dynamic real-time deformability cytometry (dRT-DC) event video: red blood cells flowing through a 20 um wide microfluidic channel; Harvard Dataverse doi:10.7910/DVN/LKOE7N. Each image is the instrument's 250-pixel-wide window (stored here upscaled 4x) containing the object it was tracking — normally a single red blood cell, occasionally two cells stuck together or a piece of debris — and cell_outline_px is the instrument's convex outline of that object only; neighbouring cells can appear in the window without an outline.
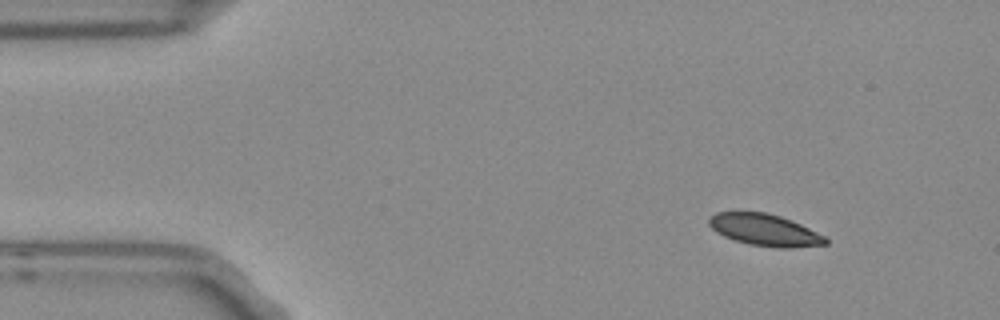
{"species": "Egyptian fruit bat (a non-hibernating species)", "species_latin": "Rousettus aegyptiacus", "temperature_condition": "room temperature", "stored_images_in_passage": 5, "camera_frame_rate_fps": 3000, "um_per_image_px": 0.085, "frame": {"image": 1, "passage_image": 1, "time_ms": 0.0, "image_size_px": [1000, 320], "cell_outline_px": [[828, 244], [792, 248], [776, 248], [748, 244], [732, 240], [716, 232], [708, 224], [708, 216], [716, 212], [768, 212], [780, 216], [800, 224], [824, 236], [828, 240]], "centroid_in_image_um": [64.97, 19.55], "position_along_channel_um": 20.0, "area_um2": 21.73}}
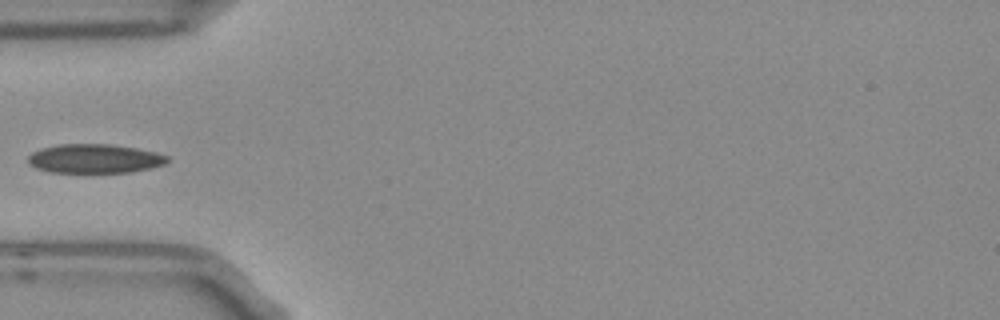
{"frame": {"image": 2, "passage_image": 4, "time_ms": 1.0, "image_size_px": [1000, 320], "cell_outline_px": [[168, 160], [164, 164], [132, 172], [52, 172], [36, 168], [28, 160], [28, 156], [32, 152], [40, 148], [60, 144], [108, 144], [136, 148], [156, 152], [168, 156]], "centroid_in_image_um": [8.04, 13.47], "position_along_channel_um": 77.0, "area_um2": 23.35}}
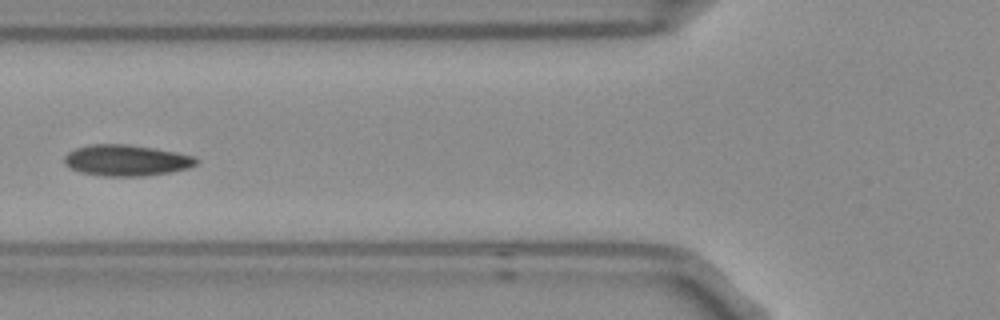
{"frame": {"image": 3, "passage_image": 5, "time_ms": 1.333, "image_size_px": [1000, 320], "cell_outline_px": [[196, 164], [188, 168], [172, 172], [144, 176], [104, 176], [80, 172], [68, 168], [64, 164], [64, 156], [68, 152], [76, 148], [88, 144], [128, 144], [176, 152], [192, 156], [196, 160]], "centroid_in_image_um": [10.68, 13.63], "position_along_channel_um": 115.1, "area_um2": 23.93}}